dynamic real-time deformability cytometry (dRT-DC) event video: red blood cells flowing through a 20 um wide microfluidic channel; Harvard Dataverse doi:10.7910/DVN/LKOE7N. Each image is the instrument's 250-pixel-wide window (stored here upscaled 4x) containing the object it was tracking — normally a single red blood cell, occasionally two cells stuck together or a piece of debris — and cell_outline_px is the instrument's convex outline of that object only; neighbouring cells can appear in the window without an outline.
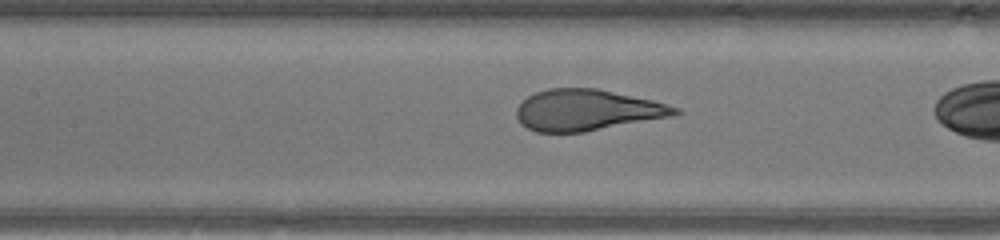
{"species": "human", "species_latin": "Homo sapiens", "temperature_condition": "warm", "stored_images_in_passage": 29, "camera_frame_rate_fps": 3000, "um_per_image_px": 0.085, "donor": {"sex": "male"}, "frame": {"image": 1, "passage_image": 13, "time_ms": 4.0, "image_size_px": [1000, 240], "cell_outline_px": [[680, 112], [672, 116], [584, 132], [536, 132], [520, 124], [516, 116], [516, 108], [528, 96], [536, 92], [548, 88], [596, 88], [652, 100], [680, 108]], "centroid_in_image_um": [49.86, 9.36], "position_along_channel_um": 157.5, "area_um2": 37.8}}
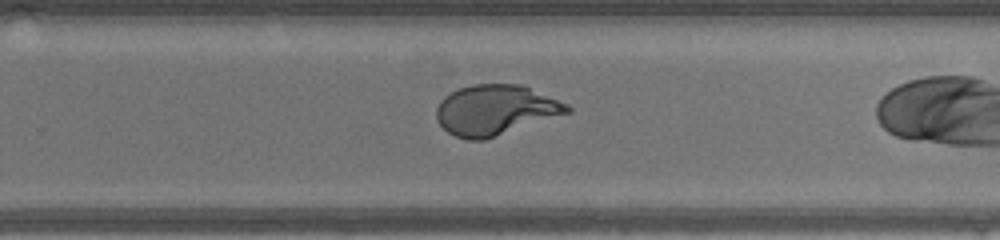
{"frame": {"image": 2, "passage_image": 22, "time_ms": 7.0, "image_size_px": [1000, 240], "cell_outline_px": [[572, 112], [484, 140], [468, 140], [456, 136], [448, 132], [436, 120], [436, 108], [440, 100], [444, 96], [460, 88], [472, 84], [520, 84], [568, 104], [572, 108]], "centroid_in_image_um": [42.1, 9.35], "position_along_channel_um": 287.7, "area_um2": 38.21}}
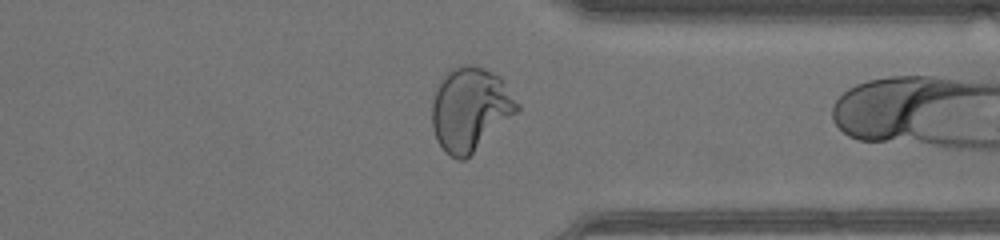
{"frame": {"image": 3, "passage_image": 28, "time_ms": 9.0, "image_size_px": [1000, 240], "cell_outline_px": [[520, 108], [516, 112], [464, 160], [456, 160], [448, 156], [444, 152], [436, 140], [432, 128], [432, 100], [440, 76], [448, 68], [464, 64], [476, 64], [500, 76], [520, 104]], "centroid_in_image_um": [39.91, 9.23], "position_along_channel_um": 371.5, "area_um2": 41.85}}